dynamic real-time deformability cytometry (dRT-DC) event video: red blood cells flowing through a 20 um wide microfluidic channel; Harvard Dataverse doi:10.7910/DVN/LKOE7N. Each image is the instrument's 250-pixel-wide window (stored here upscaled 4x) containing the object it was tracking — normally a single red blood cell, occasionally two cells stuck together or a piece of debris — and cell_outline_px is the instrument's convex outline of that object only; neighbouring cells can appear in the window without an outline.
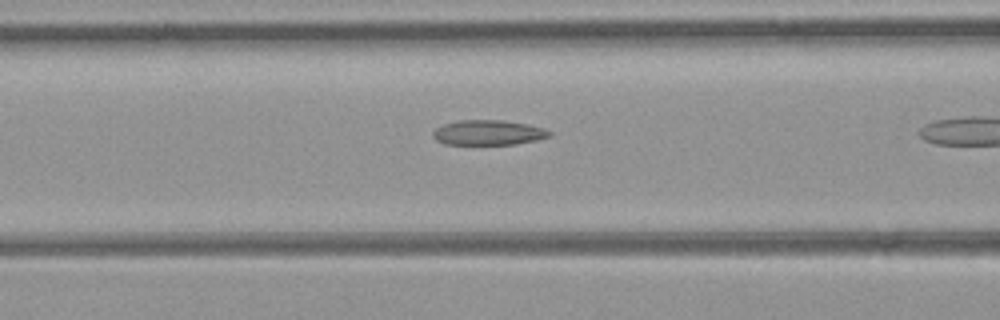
{"species": "common noctule bat (a hibernating species)", "species_latin": "Nyctalus noctula", "temperature_condition": "room temperature", "stored_images_in_passage": 11, "camera_frame_rate_fps": 3000, "um_per_image_px": 0.085, "animal": {"sex": "female", "body_mass_g": 21.9}, "frame": {"image": 1, "passage_image": 10, "time_ms": 3.0, "image_size_px": [1000, 320], "cell_outline_px": [[552, 136], [536, 140], [516, 144], [444, 144], [436, 140], [432, 136], [432, 132], [436, 128], [444, 124], [460, 120], [504, 120], [544, 128], [552, 132]], "centroid_in_image_um": [41.5, 11.27], "position_along_channel_um": 125.1, "area_um2": 16.94}}